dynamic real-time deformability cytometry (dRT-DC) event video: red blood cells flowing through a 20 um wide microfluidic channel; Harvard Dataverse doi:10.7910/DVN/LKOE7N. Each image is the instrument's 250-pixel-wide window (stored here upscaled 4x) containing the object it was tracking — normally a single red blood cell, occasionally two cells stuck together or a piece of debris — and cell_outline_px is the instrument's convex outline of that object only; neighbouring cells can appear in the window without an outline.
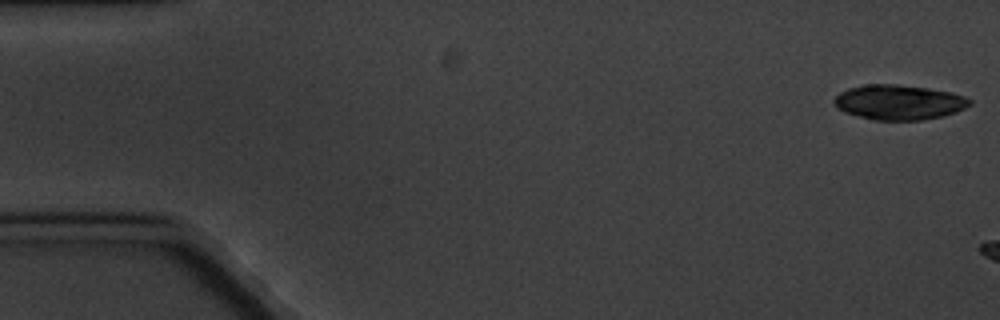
{"species": "common noctule bat (a hibernating species)", "species_latin": "Nyctalus noctula", "temperature_condition": "cold", "stored_images_in_passage": 3, "camera_frame_rate_fps": 3000, "um_per_image_px": 0.085, "animal": {"sex": "male", "body_mass_g": 20.1, "forearm_length_mm": 53.5}, "frame": {"image": 1, "passage_image": 1, "time_ms": 0.0, "image_size_px": [1000, 320], "cell_outline_px": [[972, 104], [956, 112], [940, 116], [920, 120], [876, 120], [844, 112], [836, 108], [832, 100], [840, 92], [848, 88], [864, 84], [896, 84], [928, 88], [952, 92], [964, 96], [972, 100]], "centroid_in_image_um": [76.39, 8.68], "position_along_channel_um": 8.6, "area_um2": 27.63}}